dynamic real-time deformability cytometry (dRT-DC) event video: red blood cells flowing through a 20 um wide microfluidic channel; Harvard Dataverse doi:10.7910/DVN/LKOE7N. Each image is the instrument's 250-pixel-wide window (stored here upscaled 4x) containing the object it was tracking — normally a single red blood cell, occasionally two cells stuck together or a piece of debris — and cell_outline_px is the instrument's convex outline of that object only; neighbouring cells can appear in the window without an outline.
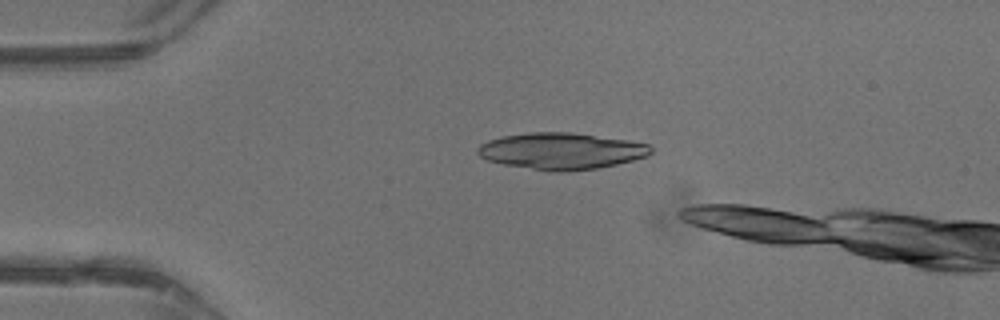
{"species": "common noctule bat (a hibernating species)", "species_latin": "Nyctalus noctula", "temperature_condition": "warm", "stored_images_in_passage": 4, "camera_frame_rate_fps": 3000, "um_per_image_px": 0.085, "animal": {"sex": "male", "body_mass_g": 13.3}, "frame": {"image": 1, "passage_image": 1, "time_ms": 0.0, "image_size_px": [1000, 320], "cell_outline_px": [[652, 152], [648, 156], [616, 164], [596, 168], [568, 172], [552, 172], [504, 164], [488, 160], [480, 156], [476, 152], [476, 148], [480, 144], [488, 140], [500, 136], [528, 132], [572, 132], [628, 140], [648, 144], [652, 148]], "centroid_in_image_um": [47.69, 12.83], "position_along_channel_um": 37.3, "area_um2": 37.05}}